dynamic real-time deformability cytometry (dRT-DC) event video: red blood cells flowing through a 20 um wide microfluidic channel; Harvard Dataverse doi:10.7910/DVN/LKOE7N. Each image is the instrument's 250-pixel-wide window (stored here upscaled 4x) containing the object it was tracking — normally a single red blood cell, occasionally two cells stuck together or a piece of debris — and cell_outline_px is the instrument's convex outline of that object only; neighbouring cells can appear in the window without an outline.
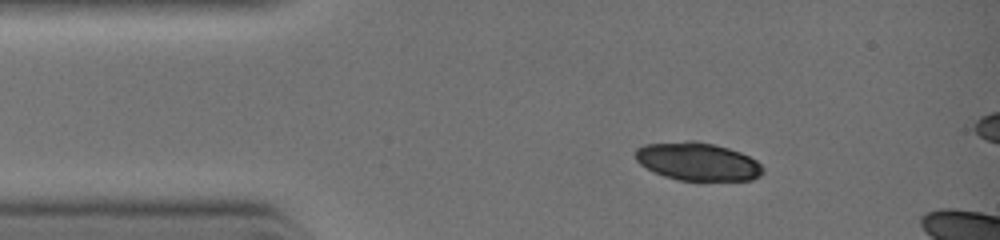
{"species": "common noctule bat (a hibernating species)", "species_latin": "Nyctalus noctula", "temperature_condition": "warm", "stored_images_in_passage": 3, "camera_frame_rate_fps": 3000, "um_per_image_px": 0.085, "animal": {"sex": "female", "body_mass_g": 19.0, "forearm_length_mm": 51.5}, "frame": {"image": 1, "passage_image": 1, "time_ms": 0.0, "image_size_px": [1000, 240], "cell_outline_px": [[764, 172], [760, 176], [752, 180], [680, 180], [664, 176], [640, 164], [636, 160], [636, 148], [644, 144], [692, 140], [712, 144], [728, 148], [740, 152], [756, 160], [764, 168]], "centroid_in_image_um": [59.31, 13.73], "position_along_channel_um": 25.7, "area_um2": 28.09}}